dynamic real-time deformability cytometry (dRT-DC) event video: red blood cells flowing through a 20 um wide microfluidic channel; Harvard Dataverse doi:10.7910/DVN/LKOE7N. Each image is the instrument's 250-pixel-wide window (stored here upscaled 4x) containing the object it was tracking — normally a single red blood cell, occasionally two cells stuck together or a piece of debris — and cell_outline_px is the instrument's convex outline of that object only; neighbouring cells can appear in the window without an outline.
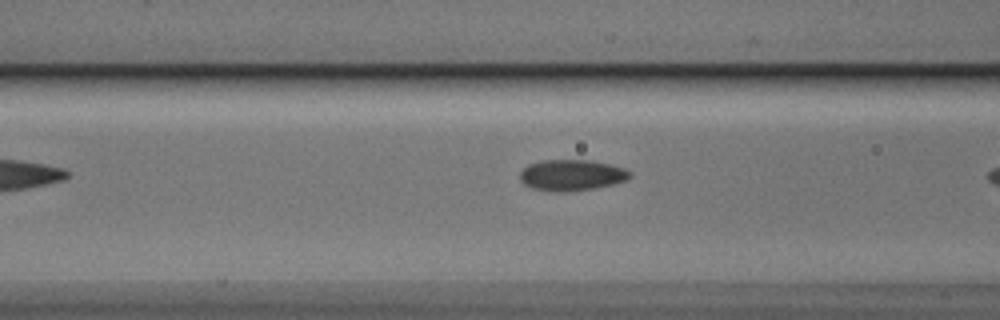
{"species": "Egyptian fruit bat (a non-hibernating species)", "species_latin": "Rousettus aegyptiacus", "temperature_condition": "cold", "stored_images_in_passage": 6, "camera_frame_rate_fps": 3000, "um_per_image_px": 0.085, "animal": {"sex": "male"}, "frame": {"image": 1, "passage_image": 5, "time_ms": 1.333, "image_size_px": [1000, 320], "cell_outline_px": [[632, 176], [628, 180], [612, 184], [592, 188], [564, 192], [556, 192], [532, 188], [524, 184], [520, 180], [520, 172], [528, 164], [544, 160], [592, 160], [612, 164], [624, 168], [632, 172]], "centroid_in_image_um": [48.61, 14.87], "position_along_channel_um": 118.0, "area_um2": 20.0}}